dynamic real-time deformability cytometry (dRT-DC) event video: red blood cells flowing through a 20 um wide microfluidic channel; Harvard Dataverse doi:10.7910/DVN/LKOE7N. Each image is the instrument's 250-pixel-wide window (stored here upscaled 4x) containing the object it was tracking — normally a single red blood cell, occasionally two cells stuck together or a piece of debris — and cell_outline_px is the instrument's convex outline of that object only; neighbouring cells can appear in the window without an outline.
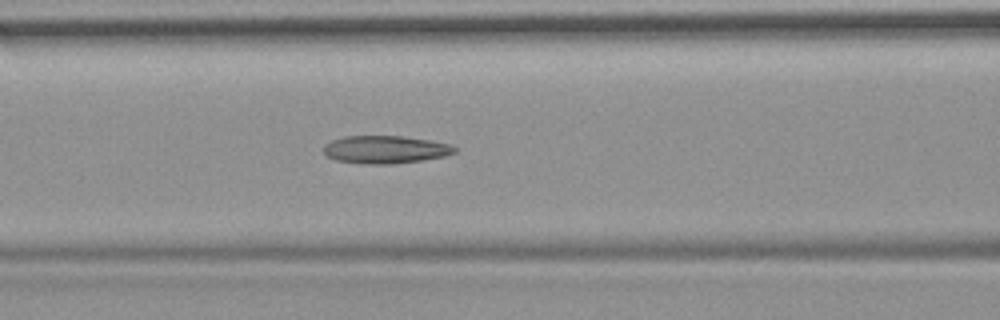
{"species": "common noctule bat (a hibernating species)", "species_latin": "Nyctalus noctula", "temperature_condition": "room temperature", "stored_images_in_passage": 15, "camera_frame_rate_fps": 3000, "um_per_image_px": 0.085, "animal": {"sex": "female", "body_mass_g": 19.9}, "frame": {"image": 1, "passage_image": 11, "time_ms": 3.333, "image_size_px": [1000, 320], "cell_outline_px": [[456, 152], [444, 156], [420, 160], [392, 164], [364, 164], [336, 160], [328, 156], [324, 152], [324, 144], [332, 140], [344, 136], [404, 136], [428, 140], [448, 144], [456, 148]], "centroid_in_image_um": [32.72, 12.71], "position_along_channel_um": 133.9, "area_um2": 21.04}}